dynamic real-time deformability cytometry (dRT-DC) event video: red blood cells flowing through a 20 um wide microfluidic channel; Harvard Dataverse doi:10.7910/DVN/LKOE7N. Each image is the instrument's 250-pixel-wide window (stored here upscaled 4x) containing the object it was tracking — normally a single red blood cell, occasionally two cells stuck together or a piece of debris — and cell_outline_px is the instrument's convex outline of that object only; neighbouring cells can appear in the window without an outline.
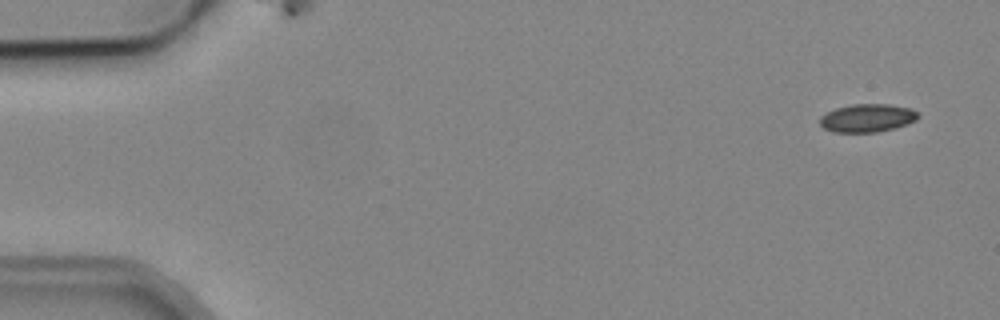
{"species": "common noctule bat (a hibernating species)", "species_latin": "Nyctalus noctula", "temperature_condition": "cold", "stored_images_in_passage": 7, "camera_frame_rate_fps": 3000, "um_per_image_px": 0.085, "animal": {"sex": "male", "body_mass_g": 19.2, "forearm_length_mm": 51.8}, "frame": {"image": 1, "passage_image": 1, "time_ms": 0.0, "image_size_px": [1000, 320], "cell_outline_px": [[920, 116], [916, 120], [896, 128], [876, 132], [832, 132], [824, 128], [820, 124], [820, 116], [836, 108], [852, 104], [888, 104], [912, 108]], "centroid_in_image_um": [73.73, 10.03], "position_along_channel_um": 11.3, "area_um2": 16.13}}